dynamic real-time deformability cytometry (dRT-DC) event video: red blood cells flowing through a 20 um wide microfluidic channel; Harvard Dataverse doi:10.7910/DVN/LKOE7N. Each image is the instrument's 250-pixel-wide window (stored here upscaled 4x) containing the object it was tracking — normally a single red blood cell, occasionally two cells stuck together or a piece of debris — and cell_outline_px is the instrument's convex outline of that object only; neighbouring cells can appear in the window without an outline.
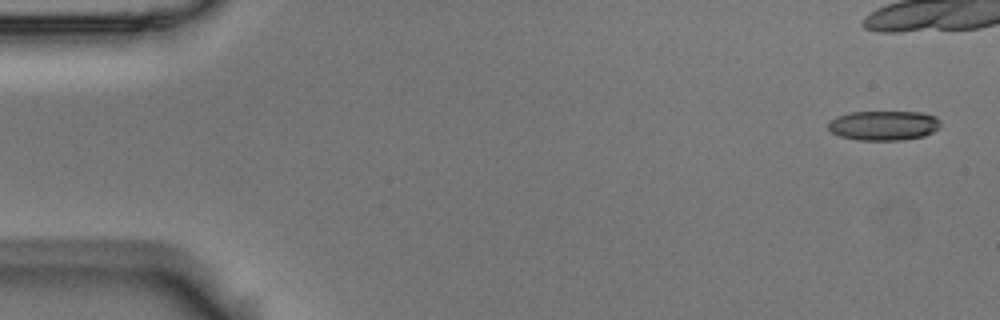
{"species": "Egyptian fruit bat (a non-hibernating species)", "species_latin": "Rousettus aegyptiacus", "temperature_condition": "room temperature", "stored_images_in_passage": 16, "camera_frame_rate_fps": 3000, "um_per_image_px": 0.085, "animal": {"sex": "male"}, "frame": {"image": 1, "passage_image": 1, "time_ms": 0.0, "image_size_px": [1000, 320], "cell_outline_px": [[940, 128], [924, 136], [904, 140], [856, 140], [840, 136], [832, 132], [828, 128], [828, 120], [836, 116], [848, 112], [920, 112], [936, 116], [940, 120]], "centroid_in_image_um": [75.1, 10.66], "position_along_channel_um": 9.9, "area_um2": 19.65}}
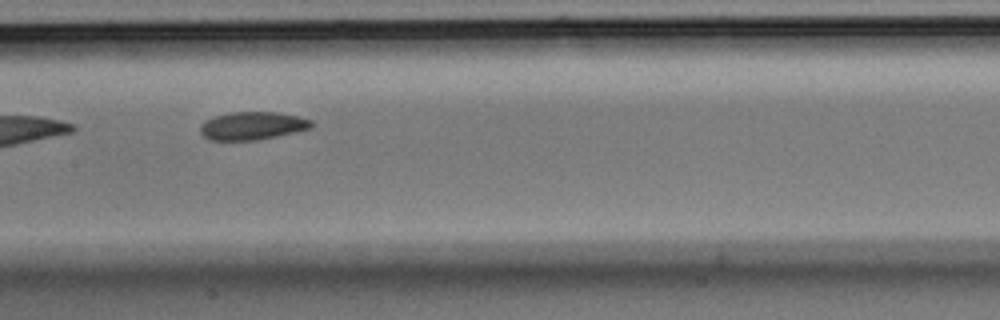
{"frame": {"image": 2, "passage_image": 9, "time_ms": 2.667, "image_size_px": [1000, 320], "cell_outline_px": [[316, 124], [312, 128], [296, 132], [256, 140], [208, 140], [200, 132], [200, 128], [204, 120], [216, 116], [232, 112], [276, 112], [296, 116], [312, 120]], "centroid_in_image_um": [21.48, 10.69], "position_along_channel_um": 185.9, "area_um2": 18.15}}
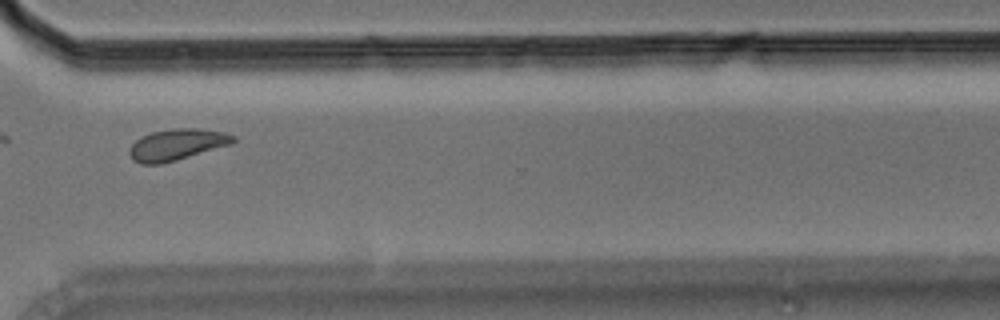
{"frame": {"image": 3, "passage_image": 13, "time_ms": 4.0, "image_size_px": [1000, 320], "cell_outline_px": [[236, 140], [232, 144], [176, 160], [160, 164], [140, 164], [132, 160], [128, 152], [132, 144], [136, 140], [152, 132], [172, 128], [196, 128], [224, 132], [236, 136]], "centroid_in_image_um": [15.04, 12.29], "position_along_channel_um": 355.6, "area_um2": 18.9}}